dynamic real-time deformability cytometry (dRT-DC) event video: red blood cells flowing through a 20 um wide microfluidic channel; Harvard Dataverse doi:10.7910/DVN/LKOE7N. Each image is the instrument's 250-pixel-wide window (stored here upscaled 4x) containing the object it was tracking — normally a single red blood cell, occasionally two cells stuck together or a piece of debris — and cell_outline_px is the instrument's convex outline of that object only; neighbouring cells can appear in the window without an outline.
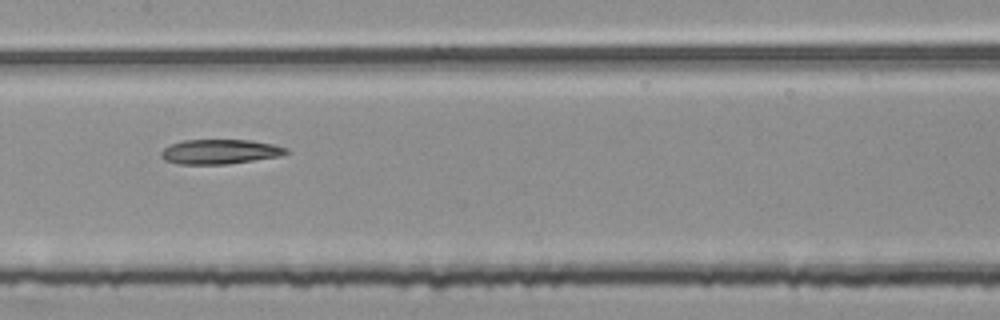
{"species": "common noctule bat (a hibernating species)", "species_latin": "Nyctalus noctula", "temperature_condition": "room temperature", "stored_images_in_passage": 49, "segment_of_instrument_passage": [2, 2], "camera_frame_rate_fps": 3000, "um_per_image_px": 0.085, "animal": {"sex": "female", "body_mass_g": 25.1}, "frame": {"image": 1, "passage_image": 22, "time_ms": 7.0, "image_size_px": [1000, 320], "cell_outline_px": [[288, 152], [284, 156], [228, 164], [176, 164], [164, 160], [160, 156], [160, 152], [164, 148], [172, 144], [184, 140], [252, 140], [272, 144], [288, 148]], "centroid_in_image_um": [18.71, 12.9], "position_along_channel_um": 188.7, "area_um2": 18.15}}
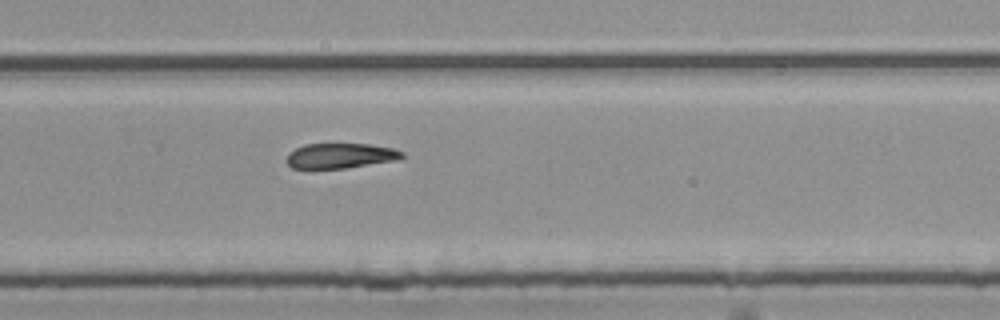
{"frame": {"image": 2, "passage_image": 31, "time_ms": 10.0, "image_size_px": [1000, 320], "cell_outline_px": [[404, 156], [400, 160], [344, 168], [292, 168], [288, 164], [288, 152], [304, 144], [368, 144], [392, 148], [404, 152]], "centroid_in_image_um": [28.97, 13.23], "position_along_channel_um": 300.8, "area_um2": 16.82}}
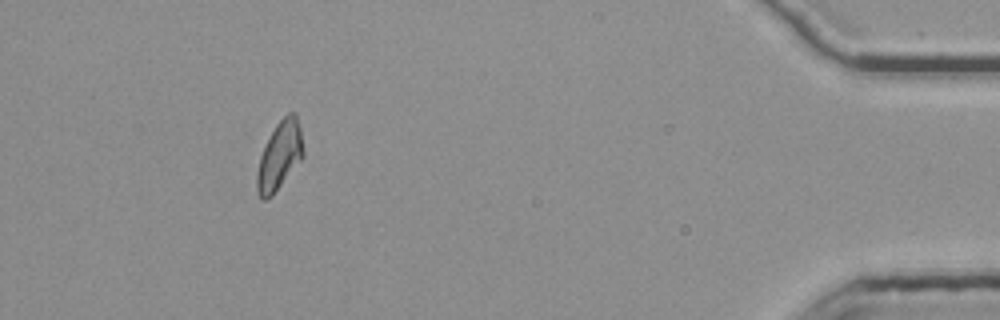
{"frame": {"image": 3, "passage_image": 45, "time_ms": 14.667, "image_size_px": [1000, 320], "cell_outline_px": [[304, 156], [272, 196], [264, 200], [260, 200], [256, 188], [256, 176], [260, 156], [276, 124], [288, 112], [296, 112], [300, 128], [304, 148]], "centroid_in_image_um": [23.77, 13.25], "position_along_channel_um": 411.4, "area_um2": 18.38}}